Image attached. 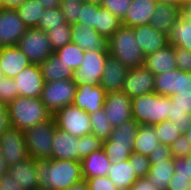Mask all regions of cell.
Masks as SVG:
<instances>
[{
	"label": "cell",
	"mask_w": 191,
	"mask_h": 190,
	"mask_svg": "<svg viewBox=\"0 0 191 190\" xmlns=\"http://www.w3.org/2000/svg\"><path fill=\"white\" fill-rule=\"evenodd\" d=\"M39 188L66 190L83 179L81 162L73 160H35Z\"/></svg>",
	"instance_id": "6da1fadb"
},
{
	"label": "cell",
	"mask_w": 191,
	"mask_h": 190,
	"mask_svg": "<svg viewBox=\"0 0 191 190\" xmlns=\"http://www.w3.org/2000/svg\"><path fill=\"white\" fill-rule=\"evenodd\" d=\"M8 114L11 126L23 132L53 117L40 98L21 96L8 104Z\"/></svg>",
	"instance_id": "7a4b0ae2"
},
{
	"label": "cell",
	"mask_w": 191,
	"mask_h": 190,
	"mask_svg": "<svg viewBox=\"0 0 191 190\" xmlns=\"http://www.w3.org/2000/svg\"><path fill=\"white\" fill-rule=\"evenodd\" d=\"M107 41L109 55L128 69L144 66L145 55L132 27L121 25Z\"/></svg>",
	"instance_id": "3957f363"
},
{
	"label": "cell",
	"mask_w": 191,
	"mask_h": 190,
	"mask_svg": "<svg viewBox=\"0 0 191 190\" xmlns=\"http://www.w3.org/2000/svg\"><path fill=\"white\" fill-rule=\"evenodd\" d=\"M132 116L139 125L154 126L168 120L171 98L158 95L156 92L147 93L132 99Z\"/></svg>",
	"instance_id": "277c9868"
},
{
	"label": "cell",
	"mask_w": 191,
	"mask_h": 190,
	"mask_svg": "<svg viewBox=\"0 0 191 190\" xmlns=\"http://www.w3.org/2000/svg\"><path fill=\"white\" fill-rule=\"evenodd\" d=\"M56 124L52 117L45 123L37 124L24 131L25 142L29 157L34 160L51 159L52 139Z\"/></svg>",
	"instance_id": "5b68a950"
},
{
	"label": "cell",
	"mask_w": 191,
	"mask_h": 190,
	"mask_svg": "<svg viewBox=\"0 0 191 190\" xmlns=\"http://www.w3.org/2000/svg\"><path fill=\"white\" fill-rule=\"evenodd\" d=\"M17 46L31 64L40 65L54 53L47 33L36 27L28 28Z\"/></svg>",
	"instance_id": "8992f818"
},
{
	"label": "cell",
	"mask_w": 191,
	"mask_h": 190,
	"mask_svg": "<svg viewBox=\"0 0 191 190\" xmlns=\"http://www.w3.org/2000/svg\"><path fill=\"white\" fill-rule=\"evenodd\" d=\"M56 127L75 137L91 134L89 114L75 104H69L53 114Z\"/></svg>",
	"instance_id": "52a82bcc"
},
{
	"label": "cell",
	"mask_w": 191,
	"mask_h": 190,
	"mask_svg": "<svg viewBox=\"0 0 191 190\" xmlns=\"http://www.w3.org/2000/svg\"><path fill=\"white\" fill-rule=\"evenodd\" d=\"M76 89L77 86L73 79L45 82L40 99L54 114L59 109L73 103Z\"/></svg>",
	"instance_id": "ba28073f"
},
{
	"label": "cell",
	"mask_w": 191,
	"mask_h": 190,
	"mask_svg": "<svg viewBox=\"0 0 191 190\" xmlns=\"http://www.w3.org/2000/svg\"><path fill=\"white\" fill-rule=\"evenodd\" d=\"M108 55V50L85 51L80 67L73 73L76 86L85 83L99 85Z\"/></svg>",
	"instance_id": "9c48e42d"
},
{
	"label": "cell",
	"mask_w": 191,
	"mask_h": 190,
	"mask_svg": "<svg viewBox=\"0 0 191 190\" xmlns=\"http://www.w3.org/2000/svg\"><path fill=\"white\" fill-rule=\"evenodd\" d=\"M27 29L16 9H0V47L17 46Z\"/></svg>",
	"instance_id": "30bf717a"
},
{
	"label": "cell",
	"mask_w": 191,
	"mask_h": 190,
	"mask_svg": "<svg viewBox=\"0 0 191 190\" xmlns=\"http://www.w3.org/2000/svg\"><path fill=\"white\" fill-rule=\"evenodd\" d=\"M0 153L9 166L29 158L23 131L11 127L0 136Z\"/></svg>",
	"instance_id": "8fae6325"
},
{
	"label": "cell",
	"mask_w": 191,
	"mask_h": 190,
	"mask_svg": "<svg viewBox=\"0 0 191 190\" xmlns=\"http://www.w3.org/2000/svg\"><path fill=\"white\" fill-rule=\"evenodd\" d=\"M132 99L123 91L106 93L104 111L110 123L115 128L125 121L133 119Z\"/></svg>",
	"instance_id": "7c38bea8"
},
{
	"label": "cell",
	"mask_w": 191,
	"mask_h": 190,
	"mask_svg": "<svg viewBox=\"0 0 191 190\" xmlns=\"http://www.w3.org/2000/svg\"><path fill=\"white\" fill-rule=\"evenodd\" d=\"M155 75L145 66L128 70L122 91L131 99L154 92Z\"/></svg>",
	"instance_id": "4fadbf2b"
},
{
	"label": "cell",
	"mask_w": 191,
	"mask_h": 190,
	"mask_svg": "<svg viewBox=\"0 0 191 190\" xmlns=\"http://www.w3.org/2000/svg\"><path fill=\"white\" fill-rule=\"evenodd\" d=\"M14 80L15 86L18 88V96L31 98L41 97L45 81L39 65L30 64L18 73Z\"/></svg>",
	"instance_id": "5bb4252c"
},
{
	"label": "cell",
	"mask_w": 191,
	"mask_h": 190,
	"mask_svg": "<svg viewBox=\"0 0 191 190\" xmlns=\"http://www.w3.org/2000/svg\"><path fill=\"white\" fill-rule=\"evenodd\" d=\"M52 141L51 158L80 162L81 137H75L55 127Z\"/></svg>",
	"instance_id": "9a60e30c"
},
{
	"label": "cell",
	"mask_w": 191,
	"mask_h": 190,
	"mask_svg": "<svg viewBox=\"0 0 191 190\" xmlns=\"http://www.w3.org/2000/svg\"><path fill=\"white\" fill-rule=\"evenodd\" d=\"M106 91L99 85L81 84L77 86L73 104L88 114L104 107Z\"/></svg>",
	"instance_id": "2e32d148"
},
{
	"label": "cell",
	"mask_w": 191,
	"mask_h": 190,
	"mask_svg": "<svg viewBox=\"0 0 191 190\" xmlns=\"http://www.w3.org/2000/svg\"><path fill=\"white\" fill-rule=\"evenodd\" d=\"M71 29V43L84 51L108 50L107 39L96 29L85 27L83 23L72 24Z\"/></svg>",
	"instance_id": "e0dca14e"
},
{
	"label": "cell",
	"mask_w": 191,
	"mask_h": 190,
	"mask_svg": "<svg viewBox=\"0 0 191 190\" xmlns=\"http://www.w3.org/2000/svg\"><path fill=\"white\" fill-rule=\"evenodd\" d=\"M128 70L123 63L108 55L105 61L100 86L106 93L121 92Z\"/></svg>",
	"instance_id": "ac0fdd59"
},
{
	"label": "cell",
	"mask_w": 191,
	"mask_h": 190,
	"mask_svg": "<svg viewBox=\"0 0 191 190\" xmlns=\"http://www.w3.org/2000/svg\"><path fill=\"white\" fill-rule=\"evenodd\" d=\"M30 64L18 46L0 47V70L3 76L14 79Z\"/></svg>",
	"instance_id": "d6986e66"
},
{
	"label": "cell",
	"mask_w": 191,
	"mask_h": 190,
	"mask_svg": "<svg viewBox=\"0 0 191 190\" xmlns=\"http://www.w3.org/2000/svg\"><path fill=\"white\" fill-rule=\"evenodd\" d=\"M140 48L145 56L168 45L167 34L157 31L150 24L133 27Z\"/></svg>",
	"instance_id": "ffe728a7"
},
{
	"label": "cell",
	"mask_w": 191,
	"mask_h": 190,
	"mask_svg": "<svg viewBox=\"0 0 191 190\" xmlns=\"http://www.w3.org/2000/svg\"><path fill=\"white\" fill-rule=\"evenodd\" d=\"M157 3V0H132L121 24L132 28L149 24Z\"/></svg>",
	"instance_id": "44dd1931"
},
{
	"label": "cell",
	"mask_w": 191,
	"mask_h": 190,
	"mask_svg": "<svg viewBox=\"0 0 191 190\" xmlns=\"http://www.w3.org/2000/svg\"><path fill=\"white\" fill-rule=\"evenodd\" d=\"M144 66L154 75L163 74L177 68L174 46L168 44L164 48L145 56Z\"/></svg>",
	"instance_id": "7402d4cb"
},
{
	"label": "cell",
	"mask_w": 191,
	"mask_h": 190,
	"mask_svg": "<svg viewBox=\"0 0 191 190\" xmlns=\"http://www.w3.org/2000/svg\"><path fill=\"white\" fill-rule=\"evenodd\" d=\"M24 190H38L39 182L35 160L31 157L9 166L8 172Z\"/></svg>",
	"instance_id": "603a6c76"
},
{
	"label": "cell",
	"mask_w": 191,
	"mask_h": 190,
	"mask_svg": "<svg viewBox=\"0 0 191 190\" xmlns=\"http://www.w3.org/2000/svg\"><path fill=\"white\" fill-rule=\"evenodd\" d=\"M179 16V6L158 2L149 24L157 31L168 35Z\"/></svg>",
	"instance_id": "cb8c5ba5"
},
{
	"label": "cell",
	"mask_w": 191,
	"mask_h": 190,
	"mask_svg": "<svg viewBox=\"0 0 191 190\" xmlns=\"http://www.w3.org/2000/svg\"><path fill=\"white\" fill-rule=\"evenodd\" d=\"M110 164L111 161L103 148L93 151L91 154L81 160L83 179L97 176H107Z\"/></svg>",
	"instance_id": "d4e9b609"
},
{
	"label": "cell",
	"mask_w": 191,
	"mask_h": 190,
	"mask_svg": "<svg viewBox=\"0 0 191 190\" xmlns=\"http://www.w3.org/2000/svg\"><path fill=\"white\" fill-rule=\"evenodd\" d=\"M170 98L172 106H170L168 120L176 123L179 131L185 134L191 125V97L172 96Z\"/></svg>",
	"instance_id": "484cf974"
},
{
	"label": "cell",
	"mask_w": 191,
	"mask_h": 190,
	"mask_svg": "<svg viewBox=\"0 0 191 190\" xmlns=\"http://www.w3.org/2000/svg\"><path fill=\"white\" fill-rule=\"evenodd\" d=\"M174 159L172 156L170 159L157 161V164H151L146 177L157 190H167L169 182L175 173Z\"/></svg>",
	"instance_id": "4316f807"
},
{
	"label": "cell",
	"mask_w": 191,
	"mask_h": 190,
	"mask_svg": "<svg viewBox=\"0 0 191 190\" xmlns=\"http://www.w3.org/2000/svg\"><path fill=\"white\" fill-rule=\"evenodd\" d=\"M39 66L45 82L73 79L74 71L63 62H60L59 57L55 53L50 55Z\"/></svg>",
	"instance_id": "83f0119b"
},
{
	"label": "cell",
	"mask_w": 191,
	"mask_h": 190,
	"mask_svg": "<svg viewBox=\"0 0 191 190\" xmlns=\"http://www.w3.org/2000/svg\"><path fill=\"white\" fill-rule=\"evenodd\" d=\"M107 176L119 190H128L138 179L129 159L118 164L111 163Z\"/></svg>",
	"instance_id": "f1b7e54d"
},
{
	"label": "cell",
	"mask_w": 191,
	"mask_h": 190,
	"mask_svg": "<svg viewBox=\"0 0 191 190\" xmlns=\"http://www.w3.org/2000/svg\"><path fill=\"white\" fill-rule=\"evenodd\" d=\"M138 122L135 119L125 121L120 126L113 128L108 140L103 143H113V146L133 147L137 134Z\"/></svg>",
	"instance_id": "f546056e"
},
{
	"label": "cell",
	"mask_w": 191,
	"mask_h": 190,
	"mask_svg": "<svg viewBox=\"0 0 191 190\" xmlns=\"http://www.w3.org/2000/svg\"><path fill=\"white\" fill-rule=\"evenodd\" d=\"M159 143L154 126L139 125L134 140L133 152L149 157L151 151Z\"/></svg>",
	"instance_id": "4dcf8cb0"
},
{
	"label": "cell",
	"mask_w": 191,
	"mask_h": 190,
	"mask_svg": "<svg viewBox=\"0 0 191 190\" xmlns=\"http://www.w3.org/2000/svg\"><path fill=\"white\" fill-rule=\"evenodd\" d=\"M168 44L174 47L191 51V22L179 16L176 23L170 28Z\"/></svg>",
	"instance_id": "1f68e13d"
},
{
	"label": "cell",
	"mask_w": 191,
	"mask_h": 190,
	"mask_svg": "<svg viewBox=\"0 0 191 190\" xmlns=\"http://www.w3.org/2000/svg\"><path fill=\"white\" fill-rule=\"evenodd\" d=\"M179 90V69L155 75L154 92L158 95L172 97Z\"/></svg>",
	"instance_id": "d6a6232c"
},
{
	"label": "cell",
	"mask_w": 191,
	"mask_h": 190,
	"mask_svg": "<svg viewBox=\"0 0 191 190\" xmlns=\"http://www.w3.org/2000/svg\"><path fill=\"white\" fill-rule=\"evenodd\" d=\"M19 17L28 28L37 27L40 18L44 14V7L36 0H26L16 8Z\"/></svg>",
	"instance_id": "836d02e7"
},
{
	"label": "cell",
	"mask_w": 191,
	"mask_h": 190,
	"mask_svg": "<svg viewBox=\"0 0 191 190\" xmlns=\"http://www.w3.org/2000/svg\"><path fill=\"white\" fill-rule=\"evenodd\" d=\"M121 20L108 10L98 7V20L95 29L100 35H103L107 40L121 26Z\"/></svg>",
	"instance_id": "e575fe53"
},
{
	"label": "cell",
	"mask_w": 191,
	"mask_h": 190,
	"mask_svg": "<svg viewBox=\"0 0 191 190\" xmlns=\"http://www.w3.org/2000/svg\"><path fill=\"white\" fill-rule=\"evenodd\" d=\"M89 118L91 123V134L102 141L108 140L114 127L106 116L104 108L89 114Z\"/></svg>",
	"instance_id": "d590c367"
},
{
	"label": "cell",
	"mask_w": 191,
	"mask_h": 190,
	"mask_svg": "<svg viewBox=\"0 0 191 190\" xmlns=\"http://www.w3.org/2000/svg\"><path fill=\"white\" fill-rule=\"evenodd\" d=\"M54 53L59 57L60 62H63L75 71L80 67L85 51L78 45L69 43L64 47L58 48Z\"/></svg>",
	"instance_id": "8d00e7d4"
},
{
	"label": "cell",
	"mask_w": 191,
	"mask_h": 190,
	"mask_svg": "<svg viewBox=\"0 0 191 190\" xmlns=\"http://www.w3.org/2000/svg\"><path fill=\"white\" fill-rule=\"evenodd\" d=\"M159 142L170 146L182 133L176 123L170 120H164L163 122L154 125Z\"/></svg>",
	"instance_id": "74e56055"
},
{
	"label": "cell",
	"mask_w": 191,
	"mask_h": 190,
	"mask_svg": "<svg viewBox=\"0 0 191 190\" xmlns=\"http://www.w3.org/2000/svg\"><path fill=\"white\" fill-rule=\"evenodd\" d=\"M71 31L70 24H63L46 32L54 51L71 43Z\"/></svg>",
	"instance_id": "f35d334b"
},
{
	"label": "cell",
	"mask_w": 191,
	"mask_h": 190,
	"mask_svg": "<svg viewBox=\"0 0 191 190\" xmlns=\"http://www.w3.org/2000/svg\"><path fill=\"white\" fill-rule=\"evenodd\" d=\"M63 24H67V22L60 8L45 9L36 28L47 32L48 30L60 27V25Z\"/></svg>",
	"instance_id": "ab89813d"
},
{
	"label": "cell",
	"mask_w": 191,
	"mask_h": 190,
	"mask_svg": "<svg viewBox=\"0 0 191 190\" xmlns=\"http://www.w3.org/2000/svg\"><path fill=\"white\" fill-rule=\"evenodd\" d=\"M84 0H61L60 10L62 11L67 24H76Z\"/></svg>",
	"instance_id": "60d3db41"
},
{
	"label": "cell",
	"mask_w": 191,
	"mask_h": 190,
	"mask_svg": "<svg viewBox=\"0 0 191 190\" xmlns=\"http://www.w3.org/2000/svg\"><path fill=\"white\" fill-rule=\"evenodd\" d=\"M103 150L112 164H118L129 159L133 147L113 146V143H103Z\"/></svg>",
	"instance_id": "b9f144b4"
},
{
	"label": "cell",
	"mask_w": 191,
	"mask_h": 190,
	"mask_svg": "<svg viewBox=\"0 0 191 190\" xmlns=\"http://www.w3.org/2000/svg\"><path fill=\"white\" fill-rule=\"evenodd\" d=\"M100 5L84 2L77 23H83L85 27L95 29L98 20V7Z\"/></svg>",
	"instance_id": "7bdbcfd3"
},
{
	"label": "cell",
	"mask_w": 191,
	"mask_h": 190,
	"mask_svg": "<svg viewBox=\"0 0 191 190\" xmlns=\"http://www.w3.org/2000/svg\"><path fill=\"white\" fill-rule=\"evenodd\" d=\"M129 160L130 166H133L134 173L137 178L146 177L148 175L151 167L149 157L132 152V154L129 157Z\"/></svg>",
	"instance_id": "ee69618b"
},
{
	"label": "cell",
	"mask_w": 191,
	"mask_h": 190,
	"mask_svg": "<svg viewBox=\"0 0 191 190\" xmlns=\"http://www.w3.org/2000/svg\"><path fill=\"white\" fill-rule=\"evenodd\" d=\"M16 97H18V88L15 86V80L2 77L0 79V102L9 104Z\"/></svg>",
	"instance_id": "f6af8a7d"
},
{
	"label": "cell",
	"mask_w": 191,
	"mask_h": 190,
	"mask_svg": "<svg viewBox=\"0 0 191 190\" xmlns=\"http://www.w3.org/2000/svg\"><path fill=\"white\" fill-rule=\"evenodd\" d=\"M103 141L93 134L84 135L81 137L80 162L93 151L102 149Z\"/></svg>",
	"instance_id": "bcb514c9"
},
{
	"label": "cell",
	"mask_w": 191,
	"mask_h": 190,
	"mask_svg": "<svg viewBox=\"0 0 191 190\" xmlns=\"http://www.w3.org/2000/svg\"><path fill=\"white\" fill-rule=\"evenodd\" d=\"M132 0H103L102 8L108 10L122 20Z\"/></svg>",
	"instance_id": "7dc6e473"
},
{
	"label": "cell",
	"mask_w": 191,
	"mask_h": 190,
	"mask_svg": "<svg viewBox=\"0 0 191 190\" xmlns=\"http://www.w3.org/2000/svg\"><path fill=\"white\" fill-rule=\"evenodd\" d=\"M169 148L174 158L186 157L191 154V143L184 134L179 136L172 144H170Z\"/></svg>",
	"instance_id": "c3c4849f"
},
{
	"label": "cell",
	"mask_w": 191,
	"mask_h": 190,
	"mask_svg": "<svg viewBox=\"0 0 191 190\" xmlns=\"http://www.w3.org/2000/svg\"><path fill=\"white\" fill-rule=\"evenodd\" d=\"M90 190H119L108 176L85 179Z\"/></svg>",
	"instance_id": "681fc988"
},
{
	"label": "cell",
	"mask_w": 191,
	"mask_h": 190,
	"mask_svg": "<svg viewBox=\"0 0 191 190\" xmlns=\"http://www.w3.org/2000/svg\"><path fill=\"white\" fill-rule=\"evenodd\" d=\"M177 69L191 72V51L184 48L174 47Z\"/></svg>",
	"instance_id": "f907efd6"
},
{
	"label": "cell",
	"mask_w": 191,
	"mask_h": 190,
	"mask_svg": "<svg viewBox=\"0 0 191 190\" xmlns=\"http://www.w3.org/2000/svg\"><path fill=\"white\" fill-rule=\"evenodd\" d=\"M174 96L191 97V72L179 69V90Z\"/></svg>",
	"instance_id": "816d5d0a"
},
{
	"label": "cell",
	"mask_w": 191,
	"mask_h": 190,
	"mask_svg": "<svg viewBox=\"0 0 191 190\" xmlns=\"http://www.w3.org/2000/svg\"><path fill=\"white\" fill-rule=\"evenodd\" d=\"M175 173L174 175L187 176L191 180V154L186 157L175 158Z\"/></svg>",
	"instance_id": "f5cc1de1"
},
{
	"label": "cell",
	"mask_w": 191,
	"mask_h": 190,
	"mask_svg": "<svg viewBox=\"0 0 191 190\" xmlns=\"http://www.w3.org/2000/svg\"><path fill=\"white\" fill-rule=\"evenodd\" d=\"M172 157L171 150L169 146L159 143L156 147L151 151L149 156V160L151 164H157V161L167 160Z\"/></svg>",
	"instance_id": "db71d44e"
},
{
	"label": "cell",
	"mask_w": 191,
	"mask_h": 190,
	"mask_svg": "<svg viewBox=\"0 0 191 190\" xmlns=\"http://www.w3.org/2000/svg\"><path fill=\"white\" fill-rule=\"evenodd\" d=\"M191 186L190 178L183 175H173L167 190H189Z\"/></svg>",
	"instance_id": "11a10c76"
},
{
	"label": "cell",
	"mask_w": 191,
	"mask_h": 190,
	"mask_svg": "<svg viewBox=\"0 0 191 190\" xmlns=\"http://www.w3.org/2000/svg\"><path fill=\"white\" fill-rule=\"evenodd\" d=\"M11 127L8 104L0 102V136Z\"/></svg>",
	"instance_id": "9f6ffc18"
},
{
	"label": "cell",
	"mask_w": 191,
	"mask_h": 190,
	"mask_svg": "<svg viewBox=\"0 0 191 190\" xmlns=\"http://www.w3.org/2000/svg\"><path fill=\"white\" fill-rule=\"evenodd\" d=\"M0 190H24V188L21 187L9 173H7L0 178Z\"/></svg>",
	"instance_id": "6f0895ef"
},
{
	"label": "cell",
	"mask_w": 191,
	"mask_h": 190,
	"mask_svg": "<svg viewBox=\"0 0 191 190\" xmlns=\"http://www.w3.org/2000/svg\"><path fill=\"white\" fill-rule=\"evenodd\" d=\"M128 190H157L147 177L138 178Z\"/></svg>",
	"instance_id": "680465c9"
},
{
	"label": "cell",
	"mask_w": 191,
	"mask_h": 190,
	"mask_svg": "<svg viewBox=\"0 0 191 190\" xmlns=\"http://www.w3.org/2000/svg\"><path fill=\"white\" fill-rule=\"evenodd\" d=\"M180 17L191 22V2L179 6Z\"/></svg>",
	"instance_id": "91938a15"
},
{
	"label": "cell",
	"mask_w": 191,
	"mask_h": 190,
	"mask_svg": "<svg viewBox=\"0 0 191 190\" xmlns=\"http://www.w3.org/2000/svg\"><path fill=\"white\" fill-rule=\"evenodd\" d=\"M44 9L60 8L61 0H36Z\"/></svg>",
	"instance_id": "94428289"
},
{
	"label": "cell",
	"mask_w": 191,
	"mask_h": 190,
	"mask_svg": "<svg viewBox=\"0 0 191 190\" xmlns=\"http://www.w3.org/2000/svg\"><path fill=\"white\" fill-rule=\"evenodd\" d=\"M26 0H3V8L16 9L18 6L23 4Z\"/></svg>",
	"instance_id": "6125c7cd"
},
{
	"label": "cell",
	"mask_w": 191,
	"mask_h": 190,
	"mask_svg": "<svg viewBox=\"0 0 191 190\" xmlns=\"http://www.w3.org/2000/svg\"><path fill=\"white\" fill-rule=\"evenodd\" d=\"M66 190H90L88 187V184L85 179H82L81 181H78L74 185L70 186Z\"/></svg>",
	"instance_id": "be15d7a7"
},
{
	"label": "cell",
	"mask_w": 191,
	"mask_h": 190,
	"mask_svg": "<svg viewBox=\"0 0 191 190\" xmlns=\"http://www.w3.org/2000/svg\"><path fill=\"white\" fill-rule=\"evenodd\" d=\"M9 172V165L0 153V178Z\"/></svg>",
	"instance_id": "e7e4bbea"
},
{
	"label": "cell",
	"mask_w": 191,
	"mask_h": 190,
	"mask_svg": "<svg viewBox=\"0 0 191 190\" xmlns=\"http://www.w3.org/2000/svg\"><path fill=\"white\" fill-rule=\"evenodd\" d=\"M157 2H164V3H169V4H174L179 6V0H157Z\"/></svg>",
	"instance_id": "03108f58"
},
{
	"label": "cell",
	"mask_w": 191,
	"mask_h": 190,
	"mask_svg": "<svg viewBox=\"0 0 191 190\" xmlns=\"http://www.w3.org/2000/svg\"><path fill=\"white\" fill-rule=\"evenodd\" d=\"M185 137L189 140V142L191 143V125L190 127L186 130V133L184 134Z\"/></svg>",
	"instance_id": "003e7915"
},
{
	"label": "cell",
	"mask_w": 191,
	"mask_h": 190,
	"mask_svg": "<svg viewBox=\"0 0 191 190\" xmlns=\"http://www.w3.org/2000/svg\"><path fill=\"white\" fill-rule=\"evenodd\" d=\"M84 1L88 3L97 4V5H101L103 2V0H84Z\"/></svg>",
	"instance_id": "a7ac6f4b"
},
{
	"label": "cell",
	"mask_w": 191,
	"mask_h": 190,
	"mask_svg": "<svg viewBox=\"0 0 191 190\" xmlns=\"http://www.w3.org/2000/svg\"><path fill=\"white\" fill-rule=\"evenodd\" d=\"M187 2H191V0H179V6H180L181 4H185V3H187Z\"/></svg>",
	"instance_id": "89a4df30"
},
{
	"label": "cell",
	"mask_w": 191,
	"mask_h": 190,
	"mask_svg": "<svg viewBox=\"0 0 191 190\" xmlns=\"http://www.w3.org/2000/svg\"><path fill=\"white\" fill-rule=\"evenodd\" d=\"M0 9H3V0H0Z\"/></svg>",
	"instance_id": "2644e50d"
},
{
	"label": "cell",
	"mask_w": 191,
	"mask_h": 190,
	"mask_svg": "<svg viewBox=\"0 0 191 190\" xmlns=\"http://www.w3.org/2000/svg\"><path fill=\"white\" fill-rule=\"evenodd\" d=\"M2 77H4V76H3V73H2L1 70H0V79H1Z\"/></svg>",
	"instance_id": "8c879c8a"
}]
</instances>
